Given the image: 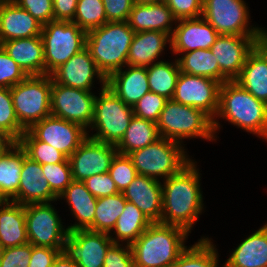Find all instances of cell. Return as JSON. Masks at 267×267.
Segmentation results:
<instances>
[{"instance_id": "cell-11", "label": "cell", "mask_w": 267, "mask_h": 267, "mask_svg": "<svg viewBox=\"0 0 267 267\" xmlns=\"http://www.w3.org/2000/svg\"><path fill=\"white\" fill-rule=\"evenodd\" d=\"M50 203H30L25 205L27 237L35 246L63 249L68 228L61 222L58 212Z\"/></svg>"}, {"instance_id": "cell-33", "label": "cell", "mask_w": 267, "mask_h": 267, "mask_svg": "<svg viewBox=\"0 0 267 267\" xmlns=\"http://www.w3.org/2000/svg\"><path fill=\"white\" fill-rule=\"evenodd\" d=\"M160 138L155 122L133 116L123 138L116 145V149L120 154L129 155Z\"/></svg>"}, {"instance_id": "cell-8", "label": "cell", "mask_w": 267, "mask_h": 267, "mask_svg": "<svg viewBox=\"0 0 267 267\" xmlns=\"http://www.w3.org/2000/svg\"><path fill=\"white\" fill-rule=\"evenodd\" d=\"M52 82L50 75L27 76L10 88L19 124L25 130L51 115Z\"/></svg>"}, {"instance_id": "cell-36", "label": "cell", "mask_w": 267, "mask_h": 267, "mask_svg": "<svg viewBox=\"0 0 267 267\" xmlns=\"http://www.w3.org/2000/svg\"><path fill=\"white\" fill-rule=\"evenodd\" d=\"M202 237L197 243L187 247L171 267H219L216 245L211 238Z\"/></svg>"}, {"instance_id": "cell-35", "label": "cell", "mask_w": 267, "mask_h": 267, "mask_svg": "<svg viewBox=\"0 0 267 267\" xmlns=\"http://www.w3.org/2000/svg\"><path fill=\"white\" fill-rule=\"evenodd\" d=\"M177 61L181 72L208 77L221 83V70L210 49L182 53Z\"/></svg>"}, {"instance_id": "cell-44", "label": "cell", "mask_w": 267, "mask_h": 267, "mask_svg": "<svg viewBox=\"0 0 267 267\" xmlns=\"http://www.w3.org/2000/svg\"><path fill=\"white\" fill-rule=\"evenodd\" d=\"M27 75L0 45V87L11 88Z\"/></svg>"}, {"instance_id": "cell-41", "label": "cell", "mask_w": 267, "mask_h": 267, "mask_svg": "<svg viewBox=\"0 0 267 267\" xmlns=\"http://www.w3.org/2000/svg\"><path fill=\"white\" fill-rule=\"evenodd\" d=\"M43 176L52 192L59 197L73 181L70 162L42 165Z\"/></svg>"}, {"instance_id": "cell-40", "label": "cell", "mask_w": 267, "mask_h": 267, "mask_svg": "<svg viewBox=\"0 0 267 267\" xmlns=\"http://www.w3.org/2000/svg\"><path fill=\"white\" fill-rule=\"evenodd\" d=\"M0 130L18 142L26 131L20 124L13 106L10 88L0 87Z\"/></svg>"}, {"instance_id": "cell-29", "label": "cell", "mask_w": 267, "mask_h": 267, "mask_svg": "<svg viewBox=\"0 0 267 267\" xmlns=\"http://www.w3.org/2000/svg\"><path fill=\"white\" fill-rule=\"evenodd\" d=\"M232 250L223 267H267V222Z\"/></svg>"}, {"instance_id": "cell-7", "label": "cell", "mask_w": 267, "mask_h": 267, "mask_svg": "<svg viewBox=\"0 0 267 267\" xmlns=\"http://www.w3.org/2000/svg\"><path fill=\"white\" fill-rule=\"evenodd\" d=\"M133 116L132 106L122 102L107 86H101L99 96L95 99L94 115L89 127L96 133L88 136L97 141L117 145Z\"/></svg>"}, {"instance_id": "cell-48", "label": "cell", "mask_w": 267, "mask_h": 267, "mask_svg": "<svg viewBox=\"0 0 267 267\" xmlns=\"http://www.w3.org/2000/svg\"><path fill=\"white\" fill-rule=\"evenodd\" d=\"M176 20L197 18L202 16L203 0H162Z\"/></svg>"}, {"instance_id": "cell-15", "label": "cell", "mask_w": 267, "mask_h": 267, "mask_svg": "<svg viewBox=\"0 0 267 267\" xmlns=\"http://www.w3.org/2000/svg\"><path fill=\"white\" fill-rule=\"evenodd\" d=\"M113 243L105 232L70 231L63 252L78 267H103L106 252Z\"/></svg>"}, {"instance_id": "cell-54", "label": "cell", "mask_w": 267, "mask_h": 267, "mask_svg": "<svg viewBox=\"0 0 267 267\" xmlns=\"http://www.w3.org/2000/svg\"><path fill=\"white\" fill-rule=\"evenodd\" d=\"M16 142L4 131L0 130V156Z\"/></svg>"}, {"instance_id": "cell-9", "label": "cell", "mask_w": 267, "mask_h": 267, "mask_svg": "<svg viewBox=\"0 0 267 267\" xmlns=\"http://www.w3.org/2000/svg\"><path fill=\"white\" fill-rule=\"evenodd\" d=\"M87 32L72 21H51L42 26L45 75H50L86 48Z\"/></svg>"}, {"instance_id": "cell-49", "label": "cell", "mask_w": 267, "mask_h": 267, "mask_svg": "<svg viewBox=\"0 0 267 267\" xmlns=\"http://www.w3.org/2000/svg\"><path fill=\"white\" fill-rule=\"evenodd\" d=\"M32 254V244L27 243L5 248L0 267H28Z\"/></svg>"}, {"instance_id": "cell-12", "label": "cell", "mask_w": 267, "mask_h": 267, "mask_svg": "<svg viewBox=\"0 0 267 267\" xmlns=\"http://www.w3.org/2000/svg\"><path fill=\"white\" fill-rule=\"evenodd\" d=\"M91 91L52 82L51 115L76 123L87 130L94 115L96 95Z\"/></svg>"}, {"instance_id": "cell-47", "label": "cell", "mask_w": 267, "mask_h": 267, "mask_svg": "<svg viewBox=\"0 0 267 267\" xmlns=\"http://www.w3.org/2000/svg\"><path fill=\"white\" fill-rule=\"evenodd\" d=\"M103 267H135L130 245L113 243L106 252Z\"/></svg>"}, {"instance_id": "cell-22", "label": "cell", "mask_w": 267, "mask_h": 267, "mask_svg": "<svg viewBox=\"0 0 267 267\" xmlns=\"http://www.w3.org/2000/svg\"><path fill=\"white\" fill-rule=\"evenodd\" d=\"M234 81L267 104V38L248 54L239 76Z\"/></svg>"}, {"instance_id": "cell-38", "label": "cell", "mask_w": 267, "mask_h": 267, "mask_svg": "<svg viewBox=\"0 0 267 267\" xmlns=\"http://www.w3.org/2000/svg\"><path fill=\"white\" fill-rule=\"evenodd\" d=\"M18 143L31 160L41 165L69 162L62 152L46 142L37 140L28 130L22 134Z\"/></svg>"}, {"instance_id": "cell-55", "label": "cell", "mask_w": 267, "mask_h": 267, "mask_svg": "<svg viewBox=\"0 0 267 267\" xmlns=\"http://www.w3.org/2000/svg\"><path fill=\"white\" fill-rule=\"evenodd\" d=\"M162 0H134V3L137 4H149V3H156V2H161Z\"/></svg>"}, {"instance_id": "cell-3", "label": "cell", "mask_w": 267, "mask_h": 267, "mask_svg": "<svg viewBox=\"0 0 267 267\" xmlns=\"http://www.w3.org/2000/svg\"><path fill=\"white\" fill-rule=\"evenodd\" d=\"M188 236L181 227L153 222L130 245L135 267H171L187 248Z\"/></svg>"}, {"instance_id": "cell-23", "label": "cell", "mask_w": 267, "mask_h": 267, "mask_svg": "<svg viewBox=\"0 0 267 267\" xmlns=\"http://www.w3.org/2000/svg\"><path fill=\"white\" fill-rule=\"evenodd\" d=\"M106 86L113 91L122 102L134 107L136 103L150 91L147 68L126 65L106 79Z\"/></svg>"}, {"instance_id": "cell-4", "label": "cell", "mask_w": 267, "mask_h": 267, "mask_svg": "<svg viewBox=\"0 0 267 267\" xmlns=\"http://www.w3.org/2000/svg\"><path fill=\"white\" fill-rule=\"evenodd\" d=\"M134 34L127 21L107 22L87 32L86 48L106 79L127 65Z\"/></svg>"}, {"instance_id": "cell-51", "label": "cell", "mask_w": 267, "mask_h": 267, "mask_svg": "<svg viewBox=\"0 0 267 267\" xmlns=\"http://www.w3.org/2000/svg\"><path fill=\"white\" fill-rule=\"evenodd\" d=\"M63 249L32 245V254L28 267H52L55 258Z\"/></svg>"}, {"instance_id": "cell-25", "label": "cell", "mask_w": 267, "mask_h": 267, "mask_svg": "<svg viewBox=\"0 0 267 267\" xmlns=\"http://www.w3.org/2000/svg\"><path fill=\"white\" fill-rule=\"evenodd\" d=\"M176 21L168 5L161 1L149 4L134 3L127 23L134 32L162 31L171 36Z\"/></svg>"}, {"instance_id": "cell-19", "label": "cell", "mask_w": 267, "mask_h": 267, "mask_svg": "<svg viewBox=\"0 0 267 267\" xmlns=\"http://www.w3.org/2000/svg\"><path fill=\"white\" fill-rule=\"evenodd\" d=\"M219 35L202 16L177 20L171 35L170 50L180 56L194 50L210 49Z\"/></svg>"}, {"instance_id": "cell-42", "label": "cell", "mask_w": 267, "mask_h": 267, "mask_svg": "<svg viewBox=\"0 0 267 267\" xmlns=\"http://www.w3.org/2000/svg\"><path fill=\"white\" fill-rule=\"evenodd\" d=\"M108 173L119 192L124 191L138 175L131 158L120 153H117L113 158Z\"/></svg>"}, {"instance_id": "cell-28", "label": "cell", "mask_w": 267, "mask_h": 267, "mask_svg": "<svg viewBox=\"0 0 267 267\" xmlns=\"http://www.w3.org/2000/svg\"><path fill=\"white\" fill-rule=\"evenodd\" d=\"M167 44L171 48V36L165 32H135L129 48L127 65L148 67L156 63Z\"/></svg>"}, {"instance_id": "cell-6", "label": "cell", "mask_w": 267, "mask_h": 267, "mask_svg": "<svg viewBox=\"0 0 267 267\" xmlns=\"http://www.w3.org/2000/svg\"><path fill=\"white\" fill-rule=\"evenodd\" d=\"M179 142L160 138L144 148L131 152V158L138 175L165 180L179 173L192 159Z\"/></svg>"}, {"instance_id": "cell-24", "label": "cell", "mask_w": 267, "mask_h": 267, "mask_svg": "<svg viewBox=\"0 0 267 267\" xmlns=\"http://www.w3.org/2000/svg\"><path fill=\"white\" fill-rule=\"evenodd\" d=\"M42 26L14 1L0 3V44L12 39L40 36Z\"/></svg>"}, {"instance_id": "cell-52", "label": "cell", "mask_w": 267, "mask_h": 267, "mask_svg": "<svg viewBox=\"0 0 267 267\" xmlns=\"http://www.w3.org/2000/svg\"><path fill=\"white\" fill-rule=\"evenodd\" d=\"M78 0H53L54 21H73Z\"/></svg>"}, {"instance_id": "cell-31", "label": "cell", "mask_w": 267, "mask_h": 267, "mask_svg": "<svg viewBox=\"0 0 267 267\" xmlns=\"http://www.w3.org/2000/svg\"><path fill=\"white\" fill-rule=\"evenodd\" d=\"M25 150L18 142L0 156V200H11L18 191Z\"/></svg>"}, {"instance_id": "cell-13", "label": "cell", "mask_w": 267, "mask_h": 267, "mask_svg": "<svg viewBox=\"0 0 267 267\" xmlns=\"http://www.w3.org/2000/svg\"><path fill=\"white\" fill-rule=\"evenodd\" d=\"M267 35H219L210 50L221 70V84L234 81L240 74L248 54Z\"/></svg>"}, {"instance_id": "cell-17", "label": "cell", "mask_w": 267, "mask_h": 267, "mask_svg": "<svg viewBox=\"0 0 267 267\" xmlns=\"http://www.w3.org/2000/svg\"><path fill=\"white\" fill-rule=\"evenodd\" d=\"M28 131L37 140L50 144L67 158L88 137L87 130L82 126L52 115L36 122Z\"/></svg>"}, {"instance_id": "cell-5", "label": "cell", "mask_w": 267, "mask_h": 267, "mask_svg": "<svg viewBox=\"0 0 267 267\" xmlns=\"http://www.w3.org/2000/svg\"><path fill=\"white\" fill-rule=\"evenodd\" d=\"M162 138L184 143V139L201 138L216 141L213 119L204 111L175 102L166 101L156 122Z\"/></svg>"}, {"instance_id": "cell-20", "label": "cell", "mask_w": 267, "mask_h": 267, "mask_svg": "<svg viewBox=\"0 0 267 267\" xmlns=\"http://www.w3.org/2000/svg\"><path fill=\"white\" fill-rule=\"evenodd\" d=\"M58 200L43 176L42 165L26 156L20 174L17 194L10 200L22 205L50 203Z\"/></svg>"}, {"instance_id": "cell-2", "label": "cell", "mask_w": 267, "mask_h": 267, "mask_svg": "<svg viewBox=\"0 0 267 267\" xmlns=\"http://www.w3.org/2000/svg\"><path fill=\"white\" fill-rule=\"evenodd\" d=\"M219 118L267 141V104L255 98L236 81H226L220 86L218 111L213 119L216 137L221 127Z\"/></svg>"}, {"instance_id": "cell-45", "label": "cell", "mask_w": 267, "mask_h": 267, "mask_svg": "<svg viewBox=\"0 0 267 267\" xmlns=\"http://www.w3.org/2000/svg\"><path fill=\"white\" fill-rule=\"evenodd\" d=\"M42 25L54 21L53 0H13Z\"/></svg>"}, {"instance_id": "cell-27", "label": "cell", "mask_w": 267, "mask_h": 267, "mask_svg": "<svg viewBox=\"0 0 267 267\" xmlns=\"http://www.w3.org/2000/svg\"><path fill=\"white\" fill-rule=\"evenodd\" d=\"M66 200L71 213L77 220L67 226L69 232L76 230L94 231L95 208L98 198H95L82 181H72L65 191L58 197Z\"/></svg>"}, {"instance_id": "cell-57", "label": "cell", "mask_w": 267, "mask_h": 267, "mask_svg": "<svg viewBox=\"0 0 267 267\" xmlns=\"http://www.w3.org/2000/svg\"><path fill=\"white\" fill-rule=\"evenodd\" d=\"M13 0H0V3H4V2H11Z\"/></svg>"}, {"instance_id": "cell-37", "label": "cell", "mask_w": 267, "mask_h": 267, "mask_svg": "<svg viewBox=\"0 0 267 267\" xmlns=\"http://www.w3.org/2000/svg\"><path fill=\"white\" fill-rule=\"evenodd\" d=\"M126 199L122 192L115 195L100 197L97 200L94 217V232L110 233L122 214Z\"/></svg>"}, {"instance_id": "cell-46", "label": "cell", "mask_w": 267, "mask_h": 267, "mask_svg": "<svg viewBox=\"0 0 267 267\" xmlns=\"http://www.w3.org/2000/svg\"><path fill=\"white\" fill-rule=\"evenodd\" d=\"M82 182L95 198L111 196L119 193L115 182L108 172L95 174Z\"/></svg>"}, {"instance_id": "cell-16", "label": "cell", "mask_w": 267, "mask_h": 267, "mask_svg": "<svg viewBox=\"0 0 267 267\" xmlns=\"http://www.w3.org/2000/svg\"><path fill=\"white\" fill-rule=\"evenodd\" d=\"M117 153L116 145L88 136L68 158L72 179L84 181L95 174L107 173Z\"/></svg>"}, {"instance_id": "cell-14", "label": "cell", "mask_w": 267, "mask_h": 267, "mask_svg": "<svg viewBox=\"0 0 267 267\" xmlns=\"http://www.w3.org/2000/svg\"><path fill=\"white\" fill-rule=\"evenodd\" d=\"M221 83L204 76L180 72L172 100L198 108L215 118L219 106Z\"/></svg>"}, {"instance_id": "cell-56", "label": "cell", "mask_w": 267, "mask_h": 267, "mask_svg": "<svg viewBox=\"0 0 267 267\" xmlns=\"http://www.w3.org/2000/svg\"><path fill=\"white\" fill-rule=\"evenodd\" d=\"M4 251H5V248L0 244V263L4 256Z\"/></svg>"}, {"instance_id": "cell-10", "label": "cell", "mask_w": 267, "mask_h": 267, "mask_svg": "<svg viewBox=\"0 0 267 267\" xmlns=\"http://www.w3.org/2000/svg\"><path fill=\"white\" fill-rule=\"evenodd\" d=\"M244 0H203L202 17L220 34L267 35V30L250 25V11Z\"/></svg>"}, {"instance_id": "cell-50", "label": "cell", "mask_w": 267, "mask_h": 267, "mask_svg": "<svg viewBox=\"0 0 267 267\" xmlns=\"http://www.w3.org/2000/svg\"><path fill=\"white\" fill-rule=\"evenodd\" d=\"M108 22L127 21L134 0H102Z\"/></svg>"}, {"instance_id": "cell-21", "label": "cell", "mask_w": 267, "mask_h": 267, "mask_svg": "<svg viewBox=\"0 0 267 267\" xmlns=\"http://www.w3.org/2000/svg\"><path fill=\"white\" fill-rule=\"evenodd\" d=\"M161 181L137 175L128 187L122 191L128 202L135 204L153 222H161L162 187Z\"/></svg>"}, {"instance_id": "cell-18", "label": "cell", "mask_w": 267, "mask_h": 267, "mask_svg": "<svg viewBox=\"0 0 267 267\" xmlns=\"http://www.w3.org/2000/svg\"><path fill=\"white\" fill-rule=\"evenodd\" d=\"M50 76L55 83L86 91L92 90L95 78L102 86H106V77L97 68L87 48L73 55L66 63L55 69Z\"/></svg>"}, {"instance_id": "cell-39", "label": "cell", "mask_w": 267, "mask_h": 267, "mask_svg": "<svg viewBox=\"0 0 267 267\" xmlns=\"http://www.w3.org/2000/svg\"><path fill=\"white\" fill-rule=\"evenodd\" d=\"M72 22L86 32L107 23L102 0H78Z\"/></svg>"}, {"instance_id": "cell-26", "label": "cell", "mask_w": 267, "mask_h": 267, "mask_svg": "<svg viewBox=\"0 0 267 267\" xmlns=\"http://www.w3.org/2000/svg\"><path fill=\"white\" fill-rule=\"evenodd\" d=\"M0 45L27 76L45 75L44 46L41 35L12 39Z\"/></svg>"}, {"instance_id": "cell-34", "label": "cell", "mask_w": 267, "mask_h": 267, "mask_svg": "<svg viewBox=\"0 0 267 267\" xmlns=\"http://www.w3.org/2000/svg\"><path fill=\"white\" fill-rule=\"evenodd\" d=\"M146 68L150 91L172 99L181 72L177 59L170 63L162 59Z\"/></svg>"}, {"instance_id": "cell-1", "label": "cell", "mask_w": 267, "mask_h": 267, "mask_svg": "<svg viewBox=\"0 0 267 267\" xmlns=\"http://www.w3.org/2000/svg\"><path fill=\"white\" fill-rule=\"evenodd\" d=\"M192 160L179 173L161 183L162 215L161 222L178 226L191 233V229L204 210L201 192V173Z\"/></svg>"}, {"instance_id": "cell-53", "label": "cell", "mask_w": 267, "mask_h": 267, "mask_svg": "<svg viewBox=\"0 0 267 267\" xmlns=\"http://www.w3.org/2000/svg\"><path fill=\"white\" fill-rule=\"evenodd\" d=\"M52 267H78L76 263L71 261L65 253L62 251L55 258Z\"/></svg>"}, {"instance_id": "cell-30", "label": "cell", "mask_w": 267, "mask_h": 267, "mask_svg": "<svg viewBox=\"0 0 267 267\" xmlns=\"http://www.w3.org/2000/svg\"><path fill=\"white\" fill-rule=\"evenodd\" d=\"M27 243L25 205L0 200V244L10 248Z\"/></svg>"}, {"instance_id": "cell-32", "label": "cell", "mask_w": 267, "mask_h": 267, "mask_svg": "<svg viewBox=\"0 0 267 267\" xmlns=\"http://www.w3.org/2000/svg\"><path fill=\"white\" fill-rule=\"evenodd\" d=\"M151 224L152 222L135 204L126 201L125 208L113 228L114 231L109 235L114 243L131 245Z\"/></svg>"}, {"instance_id": "cell-43", "label": "cell", "mask_w": 267, "mask_h": 267, "mask_svg": "<svg viewBox=\"0 0 267 267\" xmlns=\"http://www.w3.org/2000/svg\"><path fill=\"white\" fill-rule=\"evenodd\" d=\"M167 100L149 91L133 107L134 116L156 123Z\"/></svg>"}]
</instances>
